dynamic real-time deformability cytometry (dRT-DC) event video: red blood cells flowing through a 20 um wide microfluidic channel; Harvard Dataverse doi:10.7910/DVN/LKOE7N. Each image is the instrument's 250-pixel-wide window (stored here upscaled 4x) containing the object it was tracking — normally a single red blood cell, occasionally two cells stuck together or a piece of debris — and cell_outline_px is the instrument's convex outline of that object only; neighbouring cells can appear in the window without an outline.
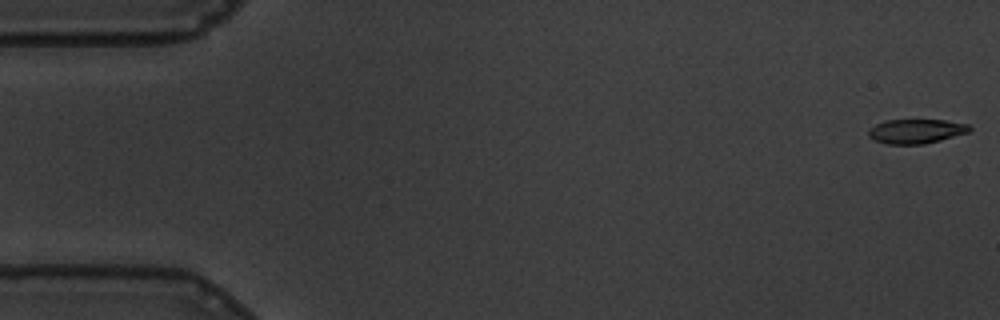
{"species": "common noctule bat (a hibernating species)", "species_latin": "Nyctalus noctula", "temperature_condition": "warm", "stored_images_in_passage": 59, "camera_frame_rate_fps": 3000, "um_per_image_px": 0.085, "animal": {"sex": "male", "body_mass_g": 19.5, "forearm_length_mm": 54.6}, "frame": {"image": 1, "passage_image": 1, "time_ms": 0.0, "image_size_px": [1000, 320], "cell_outline_px": [[972, 128], [968, 132], [940, 140], [924, 144], [888, 144], [876, 140], [868, 136], [868, 128], [884, 120], [944, 120], [968, 124]], "centroid_in_image_um": [77.84, 11.15], "position_along_channel_um": 7.2, "area_um2": 14.28}}
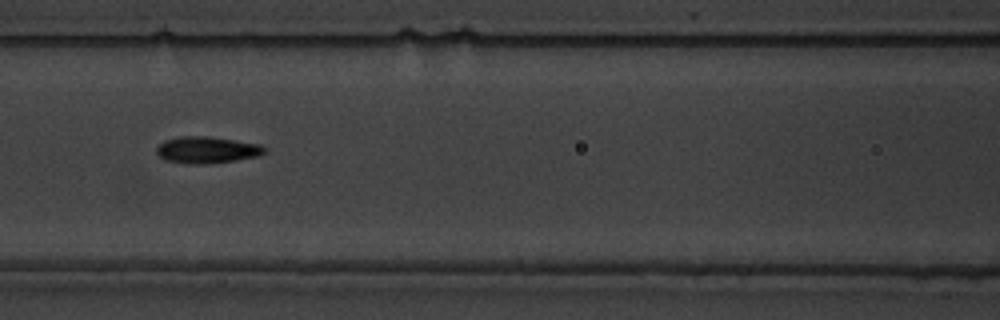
{"frame": {"image": 2, "passage_image": 25, "time_ms": 8.0, "image_size_px": [1000, 320], "cell_outline_px": [[264, 152], [260, 156], [236, 160], [204, 164], [188, 164], [164, 160], [156, 152], [156, 148], [164, 140], [180, 136], [208, 136], [236, 140], [260, 144], [264, 148]], "centroid_in_image_um": [17.57, 12.74], "position_along_channel_um": 149.0, "area_um2": 16.82}}
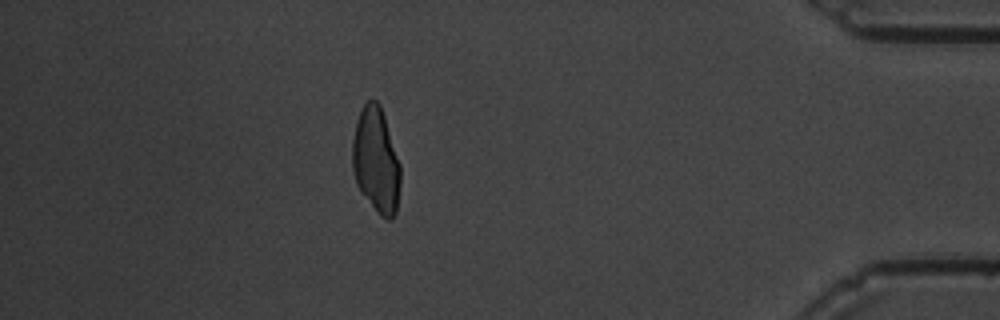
{"frame": {"image": 3, "passage_image": 52, "time_ms": 17.0, "image_size_px": [1000, 320], "cell_outline_px": [[400, 184], [396, 212], [388, 220], [380, 216], [356, 184], [352, 168], [352, 140], [356, 120], [364, 104], [368, 100], [376, 100], [380, 104], [400, 164]], "centroid_in_image_um": [31.95, 13.62], "position_along_channel_um": 403.3, "area_um2": 29.3}, "authors_computed_cell_mechanics": {"area_um2": 15.9528, "velocity_mm_per_s": 3.4622, "shape_relaxation_time_tau1_ms": 3.6132, "shape_relaxation_time_tau2_ms": 2.7008, "deformation_change_tau1": 0.1606, "deformation_change_tau2": 0.0994}}